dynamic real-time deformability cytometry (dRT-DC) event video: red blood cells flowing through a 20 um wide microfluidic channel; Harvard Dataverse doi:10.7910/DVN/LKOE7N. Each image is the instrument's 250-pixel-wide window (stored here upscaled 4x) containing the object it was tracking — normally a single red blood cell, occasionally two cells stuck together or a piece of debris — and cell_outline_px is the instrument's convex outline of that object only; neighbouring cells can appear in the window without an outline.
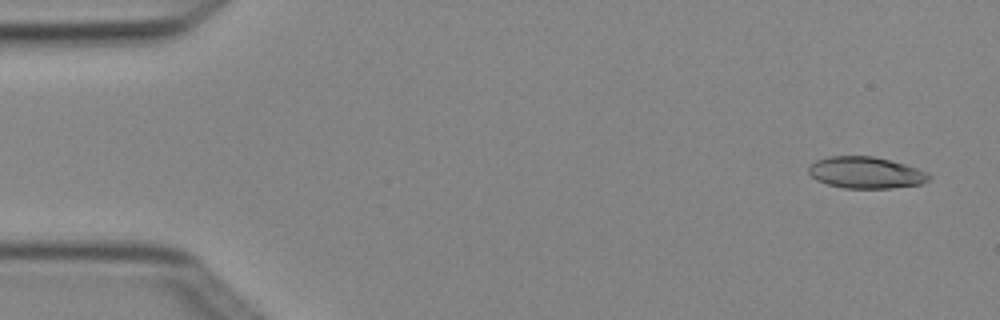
{"species": "Egyptian fruit bat (a non-hibernating species)", "species_latin": "Rousettus aegyptiacus", "temperature_condition": "cold", "stored_images_in_passage": 4, "camera_frame_rate_fps": 3000, "um_per_image_px": 0.085, "animal": {"sex": "female"}, "frame": {"image": 1, "passage_image": 1, "time_ms": 0.0, "image_size_px": [1000, 320], "cell_outline_px": [[932, 176], [924, 184], [892, 188], [844, 188], [828, 184], [816, 180], [808, 172], [808, 164], [816, 160], [828, 156], [872, 156], [904, 164], [928, 172]], "centroid_in_image_um": [73.59, 14.67], "position_along_channel_um": 11.4, "area_um2": 22.25}}
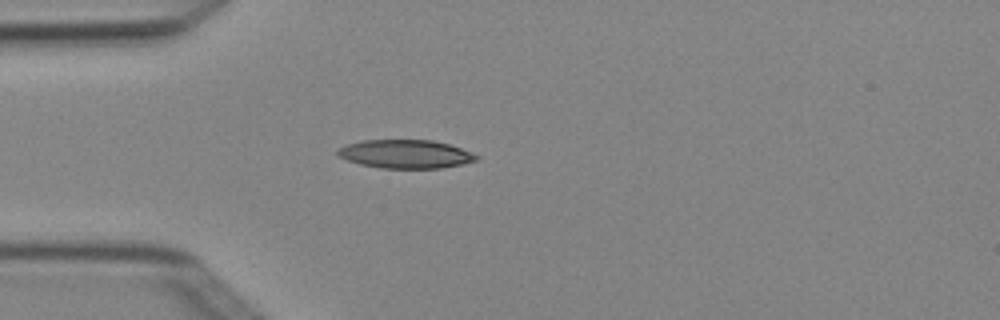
{"frame": {"image": 2, "passage_image": 4, "time_ms": 1.0, "image_size_px": [1000, 320], "cell_outline_px": [[480, 156], [476, 160], [464, 164], [440, 168], [380, 168], [360, 164], [336, 156], [336, 148], [344, 144], [360, 140], [432, 140], [448, 144], [472, 152]], "centroid_in_image_um": [34.42, 13.09], "position_along_channel_um": 50.6, "area_um2": 23.29}}